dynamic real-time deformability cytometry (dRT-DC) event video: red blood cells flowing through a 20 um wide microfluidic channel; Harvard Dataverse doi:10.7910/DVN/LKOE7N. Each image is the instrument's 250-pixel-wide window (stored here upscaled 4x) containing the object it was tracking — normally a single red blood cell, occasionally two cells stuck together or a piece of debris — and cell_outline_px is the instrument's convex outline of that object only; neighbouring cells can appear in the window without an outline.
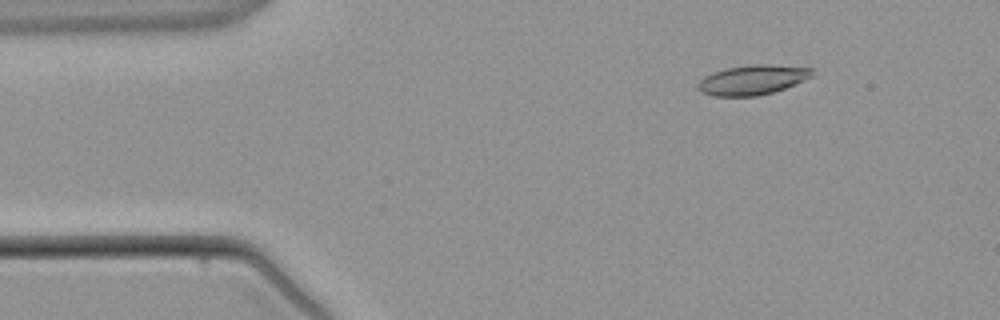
{"species": "common noctule bat (a hibernating species)", "species_latin": "Nyctalus noctula", "temperature_condition": "warm", "stored_images_in_passage": 4, "camera_frame_rate_fps": 3000, "um_per_image_px": 0.085, "animal": {"sex": "male", "body_mass_g": 21.5, "forearm_length_mm": 52.0}, "frame": {"image": 1, "passage_image": 2, "time_ms": 1.0, "image_size_px": [1000, 320], "cell_outline_px": [[816, 72], [812, 76], [784, 88], [772, 92], [756, 96], [712, 96], [700, 92], [696, 88], [700, 80], [704, 76], [712, 72], [728, 68], [748, 64], [772, 64], [816, 68]], "centroid_in_image_um": [63.96, 6.77], "position_along_channel_um": 21.0, "area_um2": 20.0}}
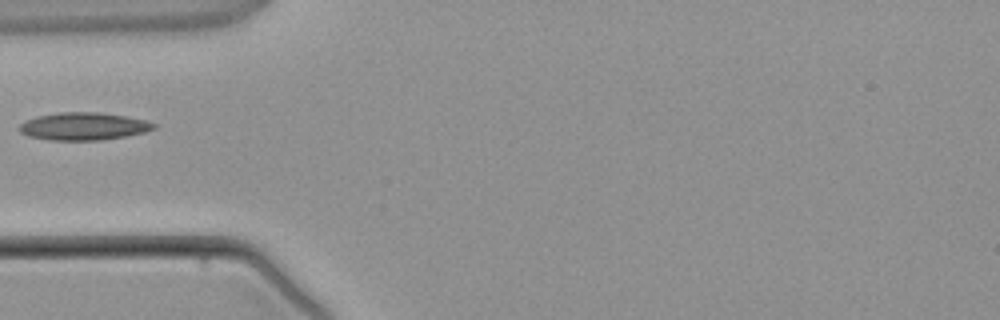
{"frame": {"image": 2, "passage_image": 4, "time_ms": 3.667, "image_size_px": [1000, 320], "cell_outline_px": [[156, 128], [144, 132], [124, 136], [100, 140], [48, 140], [28, 136], [20, 132], [20, 124], [24, 120], [36, 116], [60, 112], [100, 112], [124, 116], [144, 120], [156, 124]], "centroid_in_image_um": [7.06, 10.73], "position_along_channel_um": 77.9, "area_um2": 21.56}}